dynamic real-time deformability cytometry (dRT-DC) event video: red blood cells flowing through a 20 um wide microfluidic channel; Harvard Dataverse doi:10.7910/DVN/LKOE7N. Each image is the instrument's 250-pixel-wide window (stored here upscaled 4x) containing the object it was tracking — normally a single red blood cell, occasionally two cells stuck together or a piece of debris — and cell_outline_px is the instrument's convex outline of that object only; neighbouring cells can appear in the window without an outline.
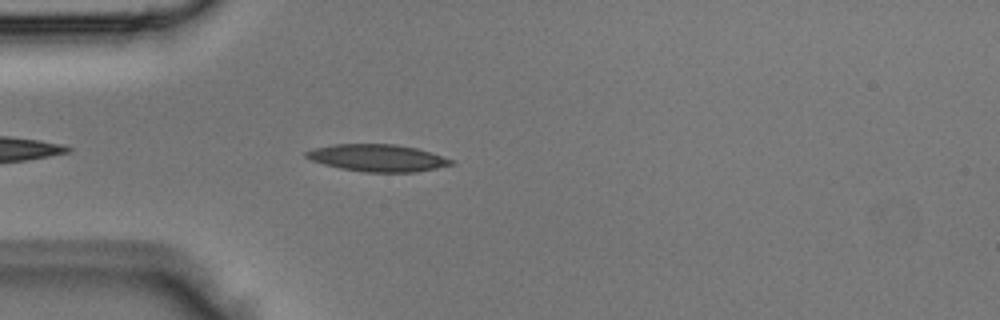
{"species": "Egyptian fruit bat (a non-hibernating species)", "species_latin": "Rousettus aegyptiacus", "temperature_condition": "room temperature", "stored_images_in_passage": 3, "camera_frame_rate_fps": 3000, "um_per_image_px": 0.085, "animal": {"sex": "male"}, "frame": {"image": 1, "passage_image": 3, "time_ms": 0.667, "image_size_px": [1000, 320], "cell_outline_px": [[456, 164], [416, 172], [364, 172], [340, 168], [324, 164], [312, 160], [304, 156], [304, 152], [316, 148], [332, 144], [396, 144], [416, 148], [456, 160]], "centroid_in_image_um": [32.13, 13.42], "position_along_channel_um": 52.9, "area_um2": 22.95}}